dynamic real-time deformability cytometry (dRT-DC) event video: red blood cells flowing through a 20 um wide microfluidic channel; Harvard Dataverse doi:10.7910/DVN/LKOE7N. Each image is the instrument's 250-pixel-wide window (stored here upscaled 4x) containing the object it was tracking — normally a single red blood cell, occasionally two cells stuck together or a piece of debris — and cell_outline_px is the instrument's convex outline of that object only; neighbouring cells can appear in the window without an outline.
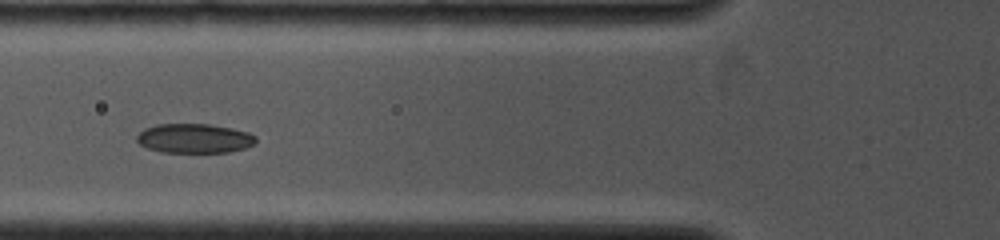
{"species": "common noctule bat (a hibernating species)", "species_latin": "Nyctalus noctula", "temperature_condition": "cold", "stored_images_in_passage": 12, "camera_frame_rate_fps": 4000, "um_per_image_px": 0.085, "animal": {"sex": "female", "body_mass_g": 19.0, "forearm_length_mm": 53.3}, "frame": {"image": 1, "passage_image": 7, "time_ms": 2.0, "image_size_px": [1000, 240], "cell_outline_px": [[256, 140], [252, 144], [244, 148], [228, 152], [160, 152], [148, 148], [140, 144], [136, 140], [136, 136], [144, 128], [156, 124], [208, 124], [232, 128], [248, 132], [256, 136]], "centroid_in_image_um": [16.49, 11.75], "position_along_channel_um": 109.3, "area_um2": 20.35}}
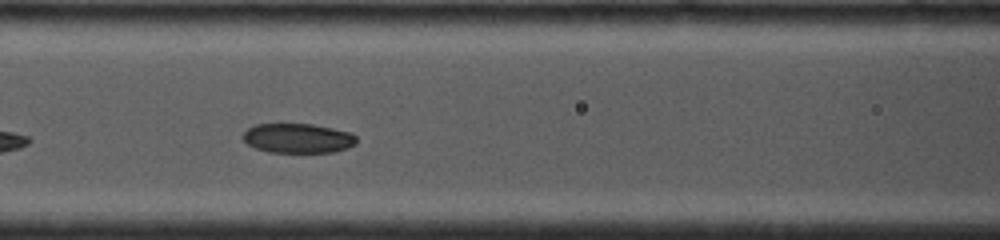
{"frame": {"image": 2, "passage_image": 9, "time_ms": 2.75, "image_size_px": [1000, 240], "cell_outline_px": [[356, 144], [348, 148], [332, 152], [268, 152], [256, 148], [248, 144], [244, 140], [244, 132], [248, 128], [256, 124], [312, 124], [352, 132], [356, 136]], "centroid_in_image_um": [25.35, 11.75], "position_along_channel_um": 141.2, "area_um2": 19.54}}